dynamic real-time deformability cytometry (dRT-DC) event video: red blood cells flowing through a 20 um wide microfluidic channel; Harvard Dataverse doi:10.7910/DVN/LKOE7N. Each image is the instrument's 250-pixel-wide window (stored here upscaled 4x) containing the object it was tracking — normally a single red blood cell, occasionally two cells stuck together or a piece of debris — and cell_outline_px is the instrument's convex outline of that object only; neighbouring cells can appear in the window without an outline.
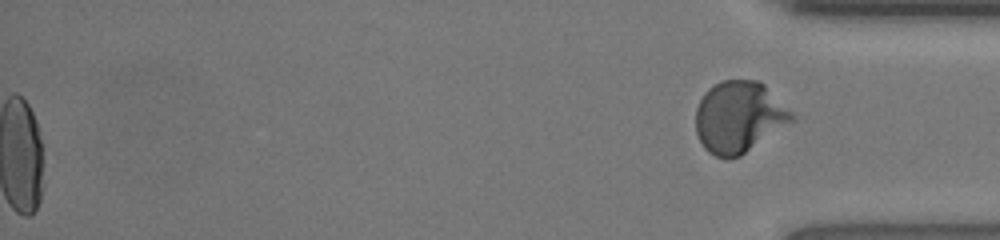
{"species": "human", "species_latin": "Homo sapiens", "temperature_condition": "room temperature", "stored_images_in_passage": 47, "segment_of_instrument_passage": [2, 2], "camera_frame_rate_fps": 3000, "um_per_image_px": 0.085, "donor": {"sex": "female"}, "frame": {"image": 1, "passage_image": 47, "time_ms": 15.333, "image_size_px": [1000, 240], "cell_outline_px": [[796, 120], [740, 156], [728, 160], [716, 156], [708, 152], [704, 148], [696, 132], [696, 108], [704, 92], [708, 88], [720, 80], [760, 80], [796, 116]], "centroid_in_image_um": [62.82, 9.95], "position_along_channel_um": 372.4, "area_um2": 40.29}}